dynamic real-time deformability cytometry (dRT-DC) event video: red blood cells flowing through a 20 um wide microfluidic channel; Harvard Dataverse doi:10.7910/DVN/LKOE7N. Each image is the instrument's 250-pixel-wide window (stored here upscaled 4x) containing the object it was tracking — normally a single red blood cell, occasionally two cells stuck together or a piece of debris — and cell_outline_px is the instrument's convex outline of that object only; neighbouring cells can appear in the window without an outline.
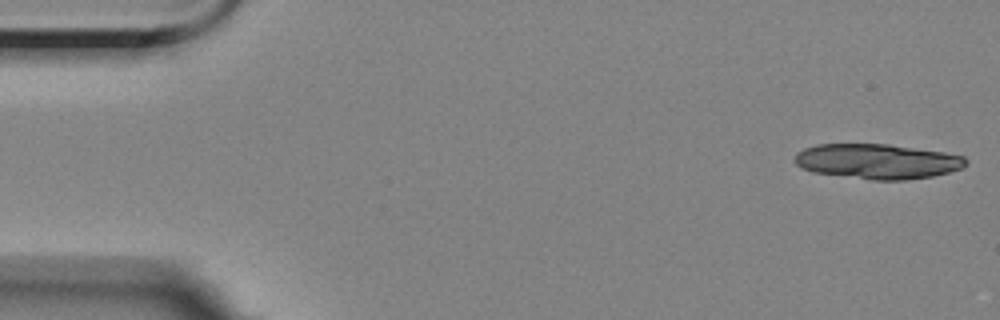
{"species": "Egyptian fruit bat (a non-hibernating species)", "species_latin": "Rousettus aegyptiacus", "temperature_condition": "room temperature", "stored_images_in_passage": 5, "camera_frame_rate_fps": 3000, "um_per_image_px": 0.085, "animal": {"sex": "female"}, "frame": {"image": 1, "passage_image": 1, "time_ms": 0.0, "image_size_px": [1000, 320], "cell_outline_px": [[968, 164], [960, 168], [948, 172], [932, 176], [904, 180], [872, 180], [812, 172], [800, 168], [796, 164], [796, 152], [804, 148], [816, 144], [888, 144], [944, 152], [964, 156], [968, 160]], "centroid_in_image_um": [74.56, 13.71], "position_along_channel_um": 10.4, "area_um2": 34.97}}